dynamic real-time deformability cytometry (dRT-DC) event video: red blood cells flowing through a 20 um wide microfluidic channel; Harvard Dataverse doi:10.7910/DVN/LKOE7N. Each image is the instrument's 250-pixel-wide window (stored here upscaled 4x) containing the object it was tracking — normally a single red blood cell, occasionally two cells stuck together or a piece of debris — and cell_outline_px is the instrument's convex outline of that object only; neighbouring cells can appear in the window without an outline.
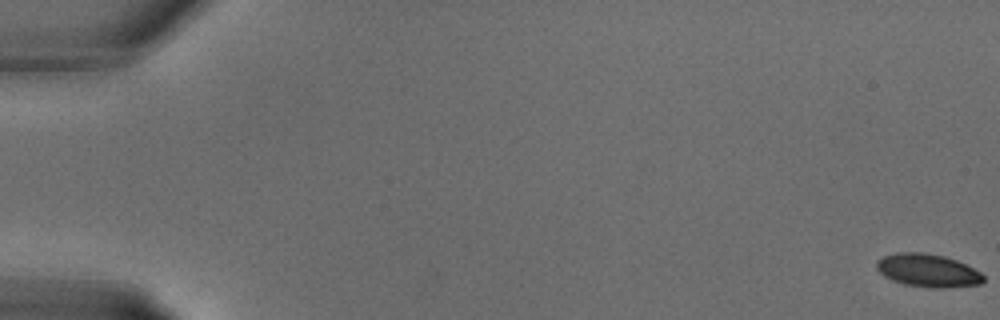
{"species": "common noctule bat (a hibernating species)", "species_latin": "Nyctalus noctula", "temperature_condition": "warm", "stored_images_in_passage": 13, "camera_frame_rate_fps": 3000, "um_per_image_px": 0.085, "animal": {"sex": "male", "body_mass_g": 18.8}, "frame": {"image": 1, "passage_image": 1, "time_ms": 0.0, "image_size_px": [1000, 320], "cell_outline_px": [[984, 280], [980, 284], [944, 288], [932, 288], [904, 284], [892, 280], [884, 276], [876, 268], [876, 260], [884, 256], [896, 252], [924, 252], [944, 256], [956, 260], [980, 272], [984, 276]], "centroid_in_image_um": [78.84, 22.98], "position_along_channel_um": 6.2, "area_um2": 20.58}}
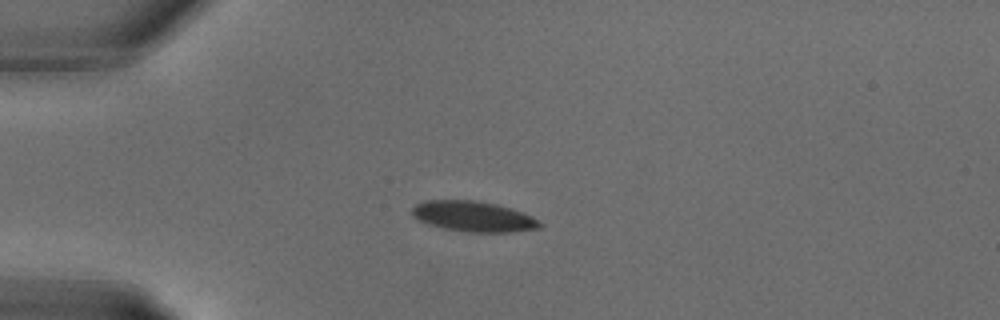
{"frame": {"image": 2, "passage_image": 9, "time_ms": 2.667, "image_size_px": [1000, 320], "cell_outline_px": [[544, 224], [540, 228], [512, 232], [468, 232], [444, 228], [428, 224], [412, 216], [412, 208], [416, 204], [424, 200], [476, 200], [496, 204], [512, 208], [532, 216]], "centroid_in_image_um": [40.26, 18.39], "position_along_channel_um": 44.7, "area_um2": 22.77}}
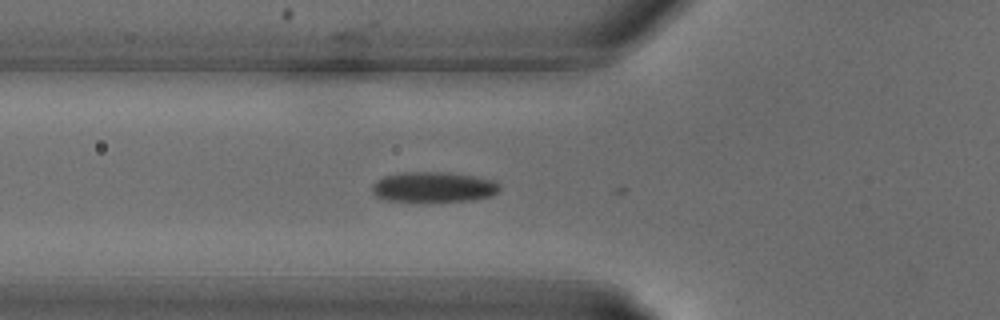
{"frame": {"image": 3, "passage_image": 12, "time_ms": 3.667, "image_size_px": [1000, 320], "cell_outline_px": [[500, 192], [492, 196], [472, 200], [432, 204], [416, 204], [380, 200], [372, 192], [372, 184], [376, 180], [384, 176], [404, 172], [448, 172], [496, 180], [500, 184]], "centroid_in_image_um": [36.83, 15.96], "position_along_channel_um": 89.0, "area_um2": 23.99}}